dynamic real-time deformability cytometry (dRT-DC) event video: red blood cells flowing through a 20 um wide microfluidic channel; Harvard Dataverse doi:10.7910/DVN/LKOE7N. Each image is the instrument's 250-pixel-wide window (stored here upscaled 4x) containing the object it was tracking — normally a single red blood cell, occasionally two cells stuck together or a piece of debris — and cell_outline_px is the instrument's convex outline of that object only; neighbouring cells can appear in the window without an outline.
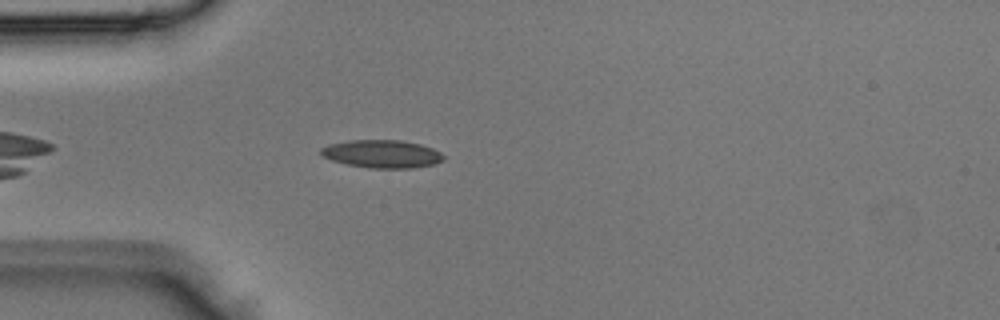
{"species": "Egyptian fruit bat (a non-hibernating species)", "species_latin": "Rousettus aegyptiacus", "temperature_condition": "room temperature", "stored_images_in_passage": 3, "camera_frame_rate_fps": 3000, "um_per_image_px": 0.085, "animal": {"sex": "male"}, "frame": {"image": 1, "passage_image": 3, "time_ms": 0.667, "image_size_px": [1000, 320], "cell_outline_px": [[444, 160], [432, 164], [412, 168], [368, 168], [348, 164], [332, 160], [324, 156], [320, 152], [320, 148], [328, 144], [348, 140], [400, 140], [420, 144], [432, 148], [440, 152], [444, 156]], "centroid_in_image_um": [32.46, 13.07], "position_along_channel_um": 52.5, "area_um2": 19.88}}